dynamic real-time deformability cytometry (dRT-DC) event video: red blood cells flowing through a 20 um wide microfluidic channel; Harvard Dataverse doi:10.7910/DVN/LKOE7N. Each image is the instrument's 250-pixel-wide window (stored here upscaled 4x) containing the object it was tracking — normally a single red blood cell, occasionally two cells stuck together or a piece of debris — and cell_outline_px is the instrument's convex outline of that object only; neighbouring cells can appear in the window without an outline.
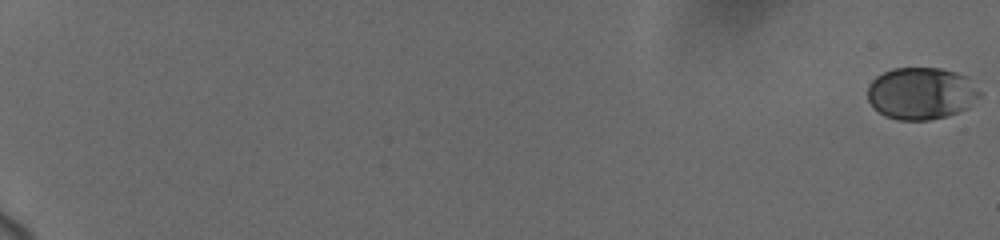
{"species": "human", "species_latin": "Homo sapiens", "temperature_condition": "cold", "stored_images_in_passage": 19, "camera_frame_rate_fps": 3000, "um_per_image_px": 0.085, "donor": {"sex": "female"}, "frame": {"image": 1, "passage_image": 1, "time_ms": 0.0, "image_size_px": [1000, 240], "cell_outline_px": [[980, 96], [968, 108], [948, 116], [928, 120], [900, 120], [884, 116], [868, 100], [868, 84], [876, 76], [892, 68], [940, 68], [956, 72], [968, 76], [980, 92]], "centroid_in_image_um": [78.32, 7.93], "position_along_channel_um": 6.7, "area_um2": 34.16}}
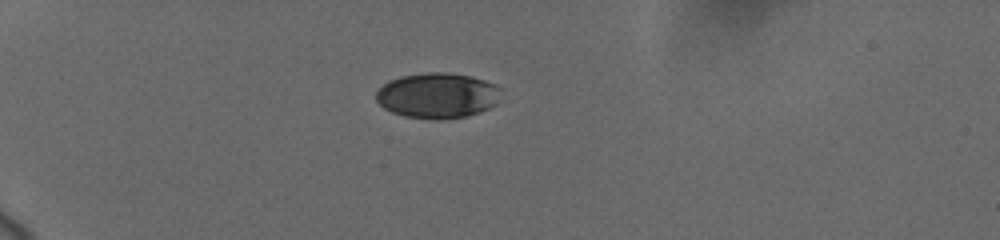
{"frame": {"image": 2, "passage_image": 14, "time_ms": 6.333, "image_size_px": [1000, 240], "cell_outline_px": [[504, 88], [496, 104], [480, 112], [468, 116], [432, 120], [404, 116], [392, 112], [384, 108], [376, 100], [376, 92], [388, 80], [400, 76], [428, 72], [448, 72], [472, 76], [496, 84]], "centroid_in_image_um": [37.22, 8.11], "position_along_channel_um": 47.8, "area_um2": 33.47}}
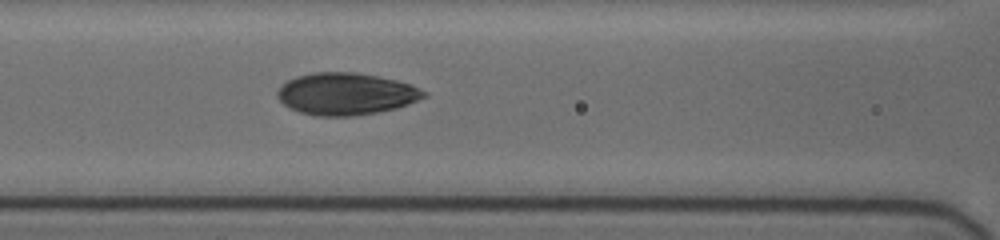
{"frame": {"image": 3, "passage_image": 19, "time_ms": 10.0, "image_size_px": [1000, 240], "cell_outline_px": [[428, 96], [408, 104], [396, 108], [376, 112], [352, 116], [316, 116], [300, 112], [288, 108], [276, 96], [276, 92], [280, 84], [296, 76], [312, 72], [356, 72], [396, 80], [408, 84], [428, 92]], "centroid_in_image_um": [29.37, 7.98], "position_along_channel_um": 137.2, "area_um2": 36.01}}